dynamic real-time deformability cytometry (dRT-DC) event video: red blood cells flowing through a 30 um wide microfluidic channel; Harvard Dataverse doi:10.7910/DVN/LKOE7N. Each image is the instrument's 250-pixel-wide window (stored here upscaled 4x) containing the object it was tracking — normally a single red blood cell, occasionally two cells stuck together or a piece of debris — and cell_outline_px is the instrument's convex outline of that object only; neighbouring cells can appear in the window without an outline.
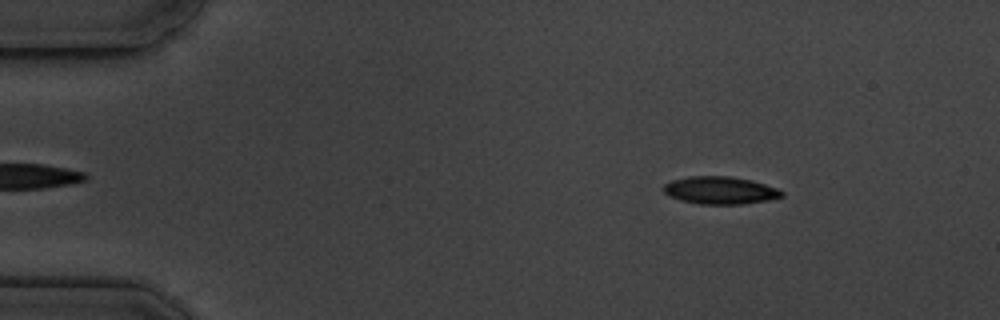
{"species": "common noctule bat (a hibernating species)", "species_latin": "Nyctalus noctula", "temperature_condition": "cold", "stored_images_in_passage": 16, "camera_frame_rate_fps": 3000, "um_per_image_px": 0.085, "animal": {"sex": "male", "body_mass_g": 19.5, "forearm_length_mm": 54.6}, "frame": {"image": 1, "passage_image": 2, "time_ms": 1.333, "image_size_px": [1000, 320], "cell_outline_px": [[784, 196], [768, 200], [744, 204], [700, 204], [680, 200], [668, 196], [660, 188], [664, 184], [672, 180], [688, 176], [732, 176], [752, 180], [776, 188], [784, 192]], "centroid_in_image_um": [61.18, 16.17], "position_along_channel_um": 23.8, "area_um2": 19.19}}
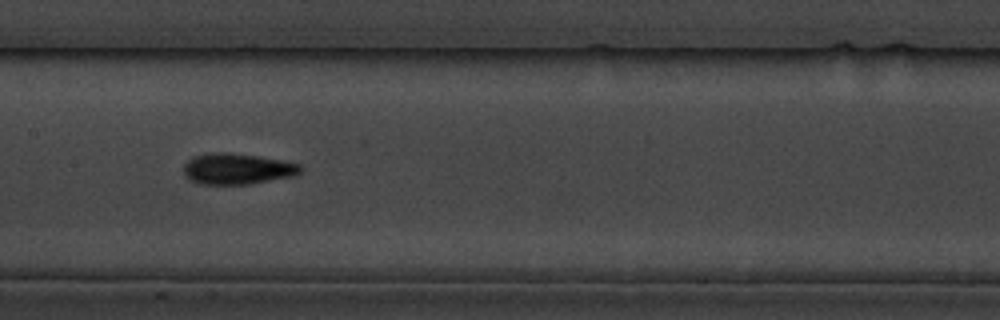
{"frame": {"image": 2, "passage_image": 8, "time_ms": 8.0, "image_size_px": [1000, 320], "cell_outline_px": [[304, 168], [300, 172], [288, 176], [248, 184], [200, 184], [188, 180], [184, 176], [184, 164], [192, 156], [212, 152], [224, 152], [256, 156], [280, 160], [300, 164]], "centroid_in_image_um": [20.08, 14.34], "position_along_channel_um": 187.3, "area_um2": 20.87}}
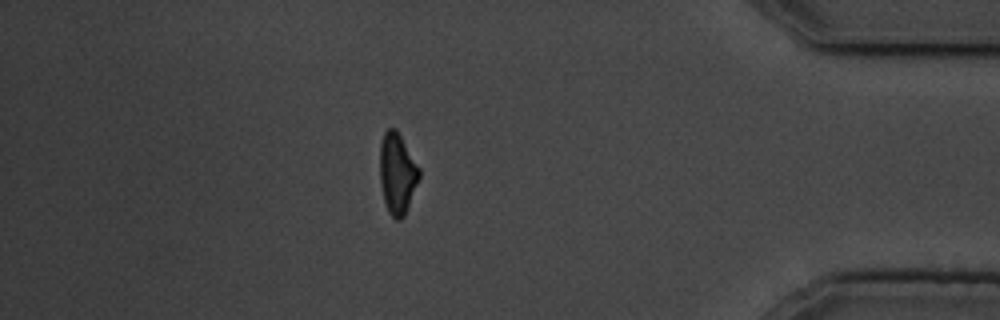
{"frame": {"image": 3, "passage_image": 14, "time_ms": 15.0, "image_size_px": [1000, 320], "cell_outline_px": [[420, 176], [408, 208], [404, 216], [400, 220], [396, 220], [388, 212], [384, 200], [380, 184], [380, 144], [384, 132], [388, 128], [396, 128], [420, 168]], "centroid_in_image_um": [33.77, 14.74], "position_along_channel_um": 401.4, "area_um2": 18.61}, "authors_computed_cell_mechanics": {"area_um2": 19.3341, "velocity_mm_per_s": 3.5752, "shape_relaxation_time_tau1_ms": 3.7678, "shape_relaxation_time_tau2_ms": null, "deformation_change_tau1": 0.1106, "deformation_change_tau2": null}}